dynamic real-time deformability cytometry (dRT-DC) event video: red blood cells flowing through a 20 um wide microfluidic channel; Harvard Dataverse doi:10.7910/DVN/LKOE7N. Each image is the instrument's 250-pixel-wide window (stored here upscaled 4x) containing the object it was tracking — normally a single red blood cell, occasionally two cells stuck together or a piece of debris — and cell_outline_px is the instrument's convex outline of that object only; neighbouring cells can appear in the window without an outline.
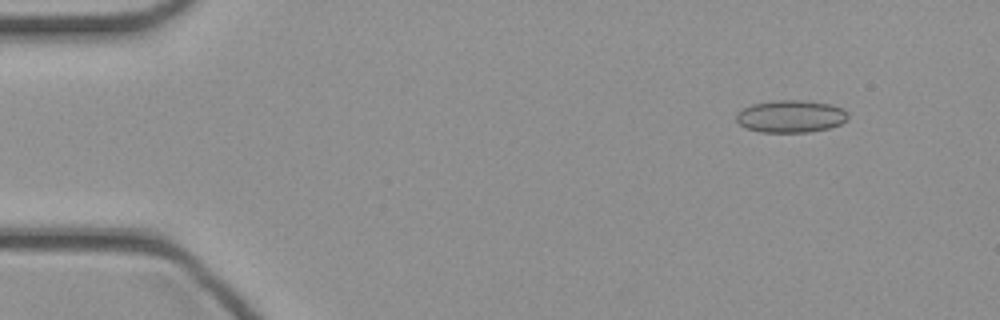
{"species": "common noctule bat (a hibernating species)", "species_latin": "Nyctalus noctula", "temperature_condition": "cold", "stored_images_in_passage": 43, "camera_frame_rate_fps": 3000, "um_per_image_px": 0.085, "animal": {"sex": "female", "body_mass_g": 21.9}, "frame": {"image": 1, "passage_image": 5, "time_ms": 1.333, "image_size_px": [1000, 320], "cell_outline_px": [[848, 116], [840, 124], [828, 128], [808, 132], [760, 132], [744, 128], [736, 120], [736, 112], [752, 104], [776, 100], [804, 100], [832, 104], [848, 112]], "centroid_in_image_um": [67.18, 9.88], "position_along_channel_um": 17.8, "area_um2": 21.1}}